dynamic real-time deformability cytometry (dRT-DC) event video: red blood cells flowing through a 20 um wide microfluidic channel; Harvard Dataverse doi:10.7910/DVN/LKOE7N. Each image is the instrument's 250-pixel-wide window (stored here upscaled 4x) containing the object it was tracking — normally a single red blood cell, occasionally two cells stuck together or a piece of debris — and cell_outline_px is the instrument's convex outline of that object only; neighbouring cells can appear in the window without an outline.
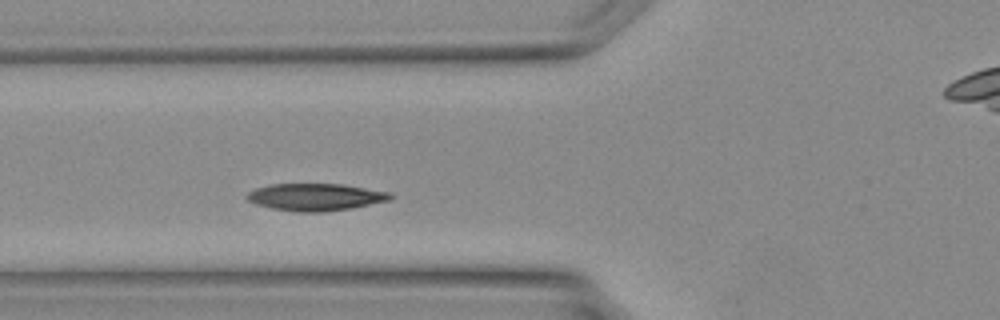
{"species": "Egyptian fruit bat (a non-hibernating species)", "species_latin": "Rousettus aegyptiacus", "temperature_condition": "warm", "stored_images_in_passage": 26, "camera_frame_rate_fps": 3000, "um_per_image_px": 0.085, "animal": {"sex": "female"}, "frame": {"image": 1, "passage_image": 5, "time_ms": 1.333, "image_size_px": [1000, 320], "cell_outline_px": [[396, 196], [392, 200], [352, 208], [324, 212], [296, 212], [272, 208], [256, 204], [248, 200], [244, 196], [248, 192], [256, 188], [268, 184], [344, 184], [392, 192]], "centroid_in_image_um": [26.88, 16.74], "position_along_channel_um": 98.9, "area_um2": 23.12}}
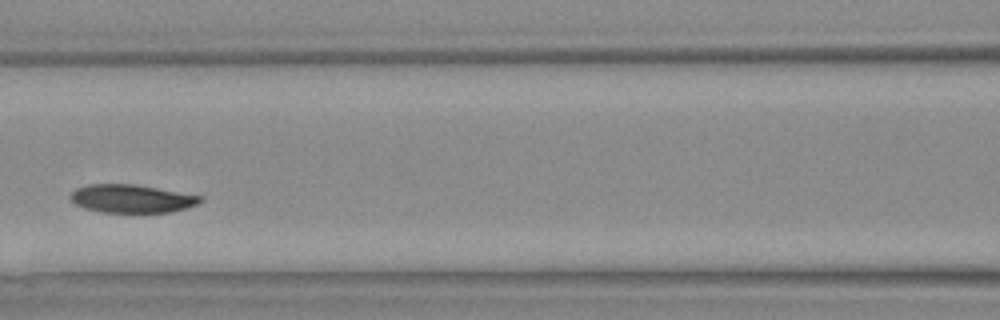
{"frame": {"image": 2, "passage_image": 8, "time_ms": 2.333, "image_size_px": [1000, 320], "cell_outline_px": [[204, 200], [196, 204], [184, 208], [168, 212], [100, 212], [84, 208], [72, 204], [68, 196], [76, 188], [88, 184], [136, 184], [204, 196]], "centroid_in_image_um": [11.14, 16.87], "position_along_channel_um": 155.5, "area_um2": 21.5}}